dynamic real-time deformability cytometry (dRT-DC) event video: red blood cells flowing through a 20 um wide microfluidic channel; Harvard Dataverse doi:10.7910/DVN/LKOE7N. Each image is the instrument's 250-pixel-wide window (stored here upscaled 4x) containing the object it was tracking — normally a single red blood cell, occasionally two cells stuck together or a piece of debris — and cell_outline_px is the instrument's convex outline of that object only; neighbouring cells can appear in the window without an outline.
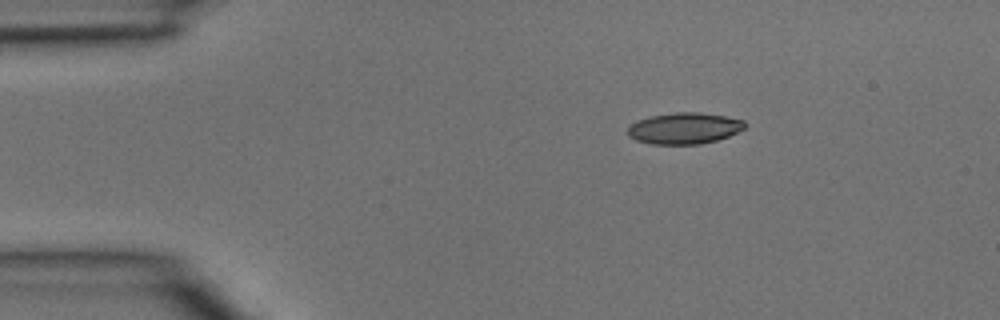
{"species": "common noctule bat (a hibernating species)", "species_latin": "Nyctalus noctula", "temperature_condition": "room temperature", "stored_images_in_passage": 2, "camera_frame_rate_fps": 3000, "um_per_image_px": 0.085, "animal": {"sex": "male", "body_mass_g": 15.6}, "frame": {"image": 1, "passage_image": 1, "time_ms": 0.0, "image_size_px": [1000, 320], "cell_outline_px": [[748, 124], [744, 128], [728, 136], [716, 140], [700, 144], [652, 144], [636, 140], [628, 136], [628, 124], [636, 120], [648, 116], [676, 112], [700, 112], [724, 116], [744, 120]], "centroid_in_image_um": [58.13, 10.89], "position_along_channel_um": 26.9, "area_um2": 21.5}}